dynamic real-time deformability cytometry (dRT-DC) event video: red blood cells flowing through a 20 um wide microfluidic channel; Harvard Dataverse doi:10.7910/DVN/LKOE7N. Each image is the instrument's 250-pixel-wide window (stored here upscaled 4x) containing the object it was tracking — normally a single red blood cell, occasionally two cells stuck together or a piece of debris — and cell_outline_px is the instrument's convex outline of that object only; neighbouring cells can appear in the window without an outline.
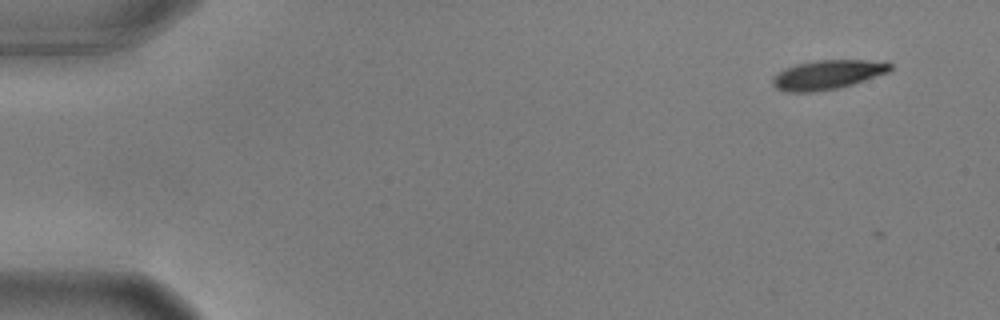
{"species": "common noctule bat (a hibernating species)", "species_latin": "Nyctalus noctula", "temperature_condition": "warm", "stored_images_in_passage": 3, "camera_frame_rate_fps": 3000, "um_per_image_px": 0.085, "animal": {"sex": "male", "body_mass_g": 17.9, "forearm_length_mm": 54.2}, "frame": {"image": 1, "passage_image": 1, "time_ms": 0.0, "image_size_px": [1000, 320], "cell_outline_px": [[892, 68], [888, 72], [852, 84], [836, 88], [812, 92], [788, 92], [776, 88], [772, 84], [772, 80], [780, 72], [788, 68], [800, 64], [816, 60], [888, 60], [892, 64]], "centroid_in_image_um": [70.42, 6.34], "position_along_channel_um": 14.6, "area_um2": 19.77}}